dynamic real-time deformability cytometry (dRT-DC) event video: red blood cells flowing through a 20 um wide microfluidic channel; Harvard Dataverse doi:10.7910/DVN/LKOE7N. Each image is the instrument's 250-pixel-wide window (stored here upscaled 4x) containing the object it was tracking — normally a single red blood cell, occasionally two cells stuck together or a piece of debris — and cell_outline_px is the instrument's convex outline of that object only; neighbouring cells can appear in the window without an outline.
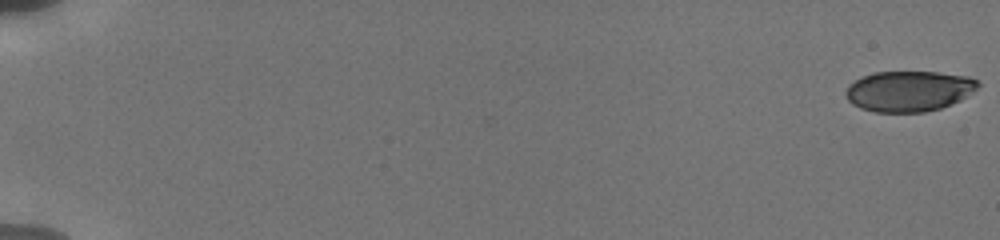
{"species": "human", "species_latin": "Homo sapiens", "temperature_condition": "cold", "stored_images_in_passage": 20, "camera_frame_rate_fps": 3000, "um_per_image_px": 0.085, "donor": {"sex": "male"}, "frame": {"image": 1, "passage_image": 1, "time_ms": 0.0, "image_size_px": [1000, 240], "cell_outline_px": [[980, 84], [972, 92], [960, 100], [940, 108], [924, 112], [876, 112], [860, 108], [852, 104], [848, 100], [844, 92], [848, 84], [872, 72], [936, 72], [968, 76], [976, 80]], "centroid_in_image_um": [77.22, 7.74], "position_along_channel_um": 7.8, "area_um2": 31.21}}
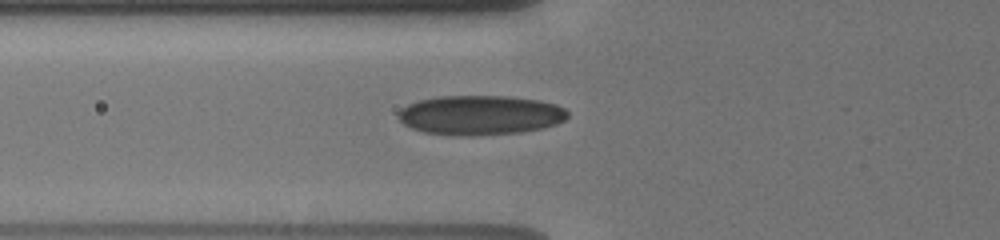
{"frame": {"image": 2, "passage_image": 17, "time_ms": 7.333, "image_size_px": [1000, 240], "cell_outline_px": [[568, 116], [564, 120], [556, 124], [540, 128], [520, 132], [476, 136], [452, 136], [424, 132], [412, 128], [404, 124], [396, 116], [396, 112], [400, 108], [408, 104], [420, 100], [440, 96], [512, 96], [540, 100], [556, 104], [564, 108], [568, 112]], "centroid_in_image_um": [40.79, 9.79], "position_along_channel_um": 85.0, "area_um2": 39.42}}
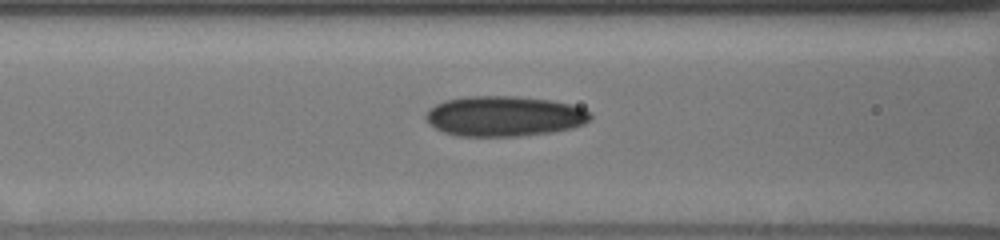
{"frame": {"image": 3, "passage_image": 20, "time_ms": 8.333, "image_size_px": [1000, 240], "cell_outline_px": [[592, 116], [584, 124], [572, 128], [552, 132], [520, 136], [456, 136], [444, 132], [428, 124], [424, 116], [428, 108], [444, 100], [468, 96], [516, 96], [548, 100], [568, 104], [584, 108]], "centroid_in_image_um": [42.81, 9.88], "position_along_channel_um": 123.8, "area_um2": 38.73}}